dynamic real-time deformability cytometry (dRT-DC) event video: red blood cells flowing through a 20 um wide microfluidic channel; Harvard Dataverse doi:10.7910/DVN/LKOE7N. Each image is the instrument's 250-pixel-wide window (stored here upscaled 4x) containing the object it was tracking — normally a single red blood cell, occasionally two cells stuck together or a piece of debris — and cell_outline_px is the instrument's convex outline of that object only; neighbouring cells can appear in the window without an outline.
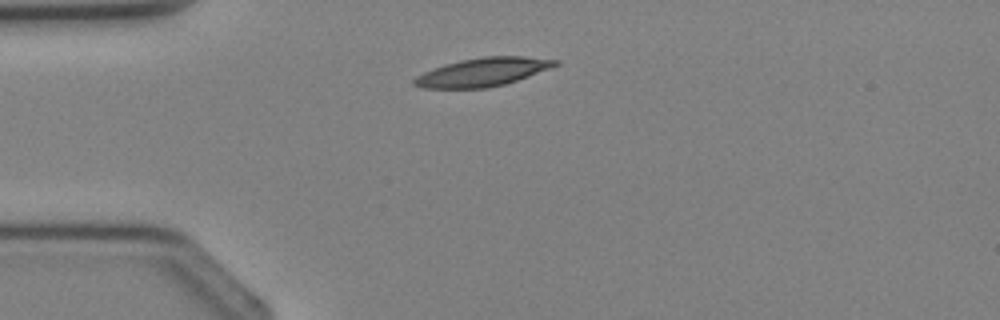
{"species": "Egyptian fruit bat (a non-hibernating species)", "species_latin": "Rousettus aegyptiacus", "temperature_condition": "cold", "stored_images_in_passage": 1, "camera_frame_rate_fps": 3000, "um_per_image_px": 0.085, "animal": {"sex": "female"}, "frame": {"image": 1, "passage_image": 1, "time_ms": 0.0, "image_size_px": [1000, 320], "cell_outline_px": [[560, 64], [528, 76], [504, 84], [484, 88], [424, 88], [412, 84], [412, 80], [416, 76], [424, 72], [444, 64], [460, 60], [484, 56], [524, 56], [560, 60]], "centroid_in_image_um": [41.02, 6.11], "position_along_channel_um": 44.0, "area_um2": 23.24}}